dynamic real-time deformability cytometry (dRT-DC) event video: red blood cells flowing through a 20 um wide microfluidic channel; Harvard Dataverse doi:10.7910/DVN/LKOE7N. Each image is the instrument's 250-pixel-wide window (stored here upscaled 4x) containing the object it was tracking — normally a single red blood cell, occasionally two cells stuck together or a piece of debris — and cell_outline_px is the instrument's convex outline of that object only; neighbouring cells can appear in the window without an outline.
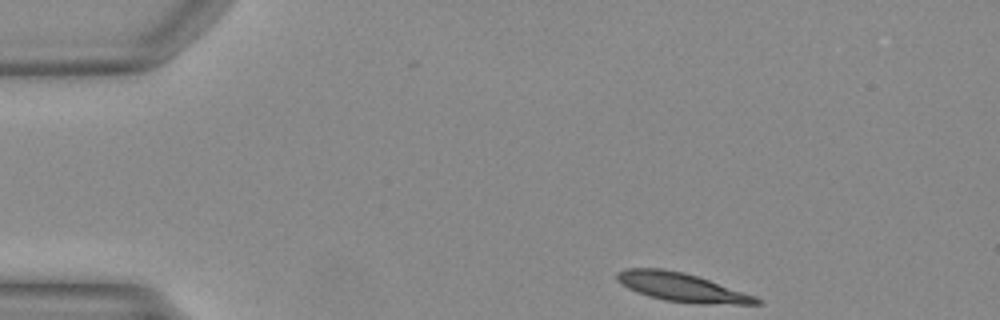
{"species": "Egyptian fruit bat (a non-hibernating species)", "species_latin": "Rousettus aegyptiacus", "temperature_condition": "warm", "stored_images_in_passage": 43, "camera_frame_rate_fps": 3000, "um_per_image_px": 0.085, "animal": {"sex": "female"}, "frame": {"image": 1, "passage_image": 1, "time_ms": 0.0, "image_size_px": [1000, 320], "cell_outline_px": [[760, 304], [696, 304], [664, 300], [648, 296], [636, 292], [628, 288], [616, 280], [616, 272], [624, 268], [664, 268], [684, 272], [756, 296], [760, 300]], "centroid_in_image_um": [57.89, 24.41], "position_along_channel_um": 27.1, "area_um2": 23.29}}
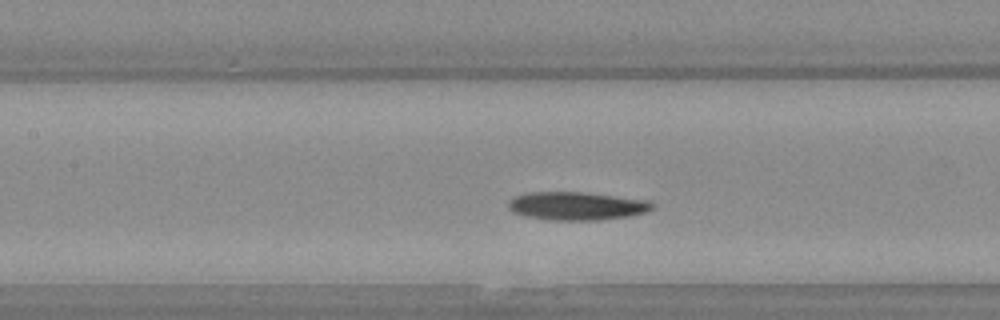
{"frame": {"image": 2, "passage_image": 16, "time_ms": 5.0, "image_size_px": [1000, 320], "cell_outline_px": [[656, 208], [648, 212], [632, 216], [600, 220], [548, 220], [524, 216], [512, 212], [508, 208], [508, 200], [516, 196], [528, 192], [580, 192], [648, 200], [656, 204]], "centroid_in_image_um": [49.05, 17.52], "position_along_channel_um": 158.3, "area_um2": 23.99}}
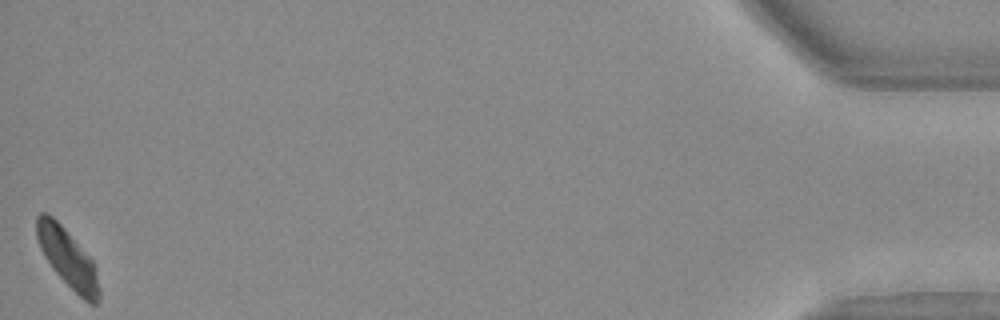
{"frame": {"image": 3, "passage_image": 43, "time_ms": 14.0, "image_size_px": [1000, 320], "cell_outline_px": [[100, 300], [96, 304], [88, 304], [52, 268], [44, 256], [40, 248], [36, 236], [36, 216], [40, 212], [48, 212], [64, 228], [92, 260], [96, 268], [100, 292]], "centroid_in_image_um": [5.74, 21.93], "position_along_channel_um": 429.5, "area_um2": 21.15}}